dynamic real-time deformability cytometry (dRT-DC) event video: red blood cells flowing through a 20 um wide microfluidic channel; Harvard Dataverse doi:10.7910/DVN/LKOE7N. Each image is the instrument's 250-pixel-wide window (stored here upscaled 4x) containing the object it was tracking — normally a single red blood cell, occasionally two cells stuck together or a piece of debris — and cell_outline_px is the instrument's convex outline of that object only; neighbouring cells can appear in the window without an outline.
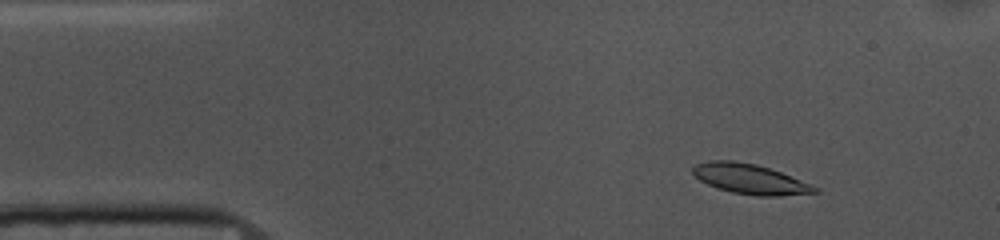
{"species": "common noctule bat (a hibernating species)", "species_latin": "Nyctalus noctula", "temperature_condition": "cold", "stored_images_in_passage": 53, "camera_frame_rate_fps": 3000, "um_per_image_px": 0.085, "animal": {"sex": "female", "body_mass_g": 10.0, "forearm_length_mm": 53.1}, "frame": {"image": 1, "passage_image": 6, "time_ms": 1.667, "image_size_px": [1000, 240], "cell_outline_px": [[820, 192], [780, 196], [756, 196], [732, 192], [716, 188], [700, 180], [692, 172], [692, 168], [696, 164], [708, 160], [732, 160], [756, 164], [780, 172], [812, 184], [820, 188]], "centroid_in_image_um": [63.77, 15.22], "position_along_channel_um": 21.2, "area_um2": 21.39}}
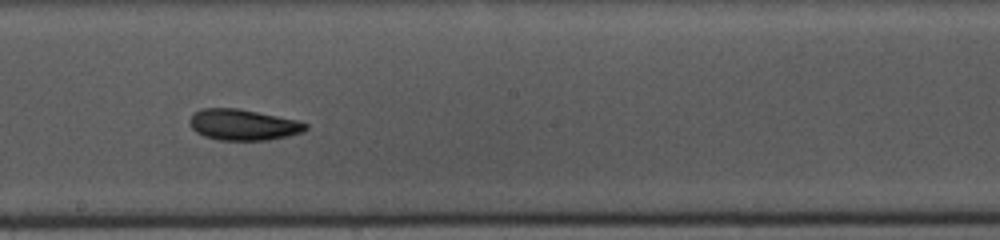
{"frame": {"image": 2, "passage_image": 28, "time_ms": 9.0, "image_size_px": [1000, 240], "cell_outline_px": [[308, 128], [300, 132], [288, 136], [268, 140], [220, 140], [204, 136], [196, 132], [192, 128], [188, 120], [192, 112], [200, 108], [236, 108], [300, 120], [308, 124]], "centroid_in_image_um": [20.64, 10.59], "position_along_channel_um": 227.6, "area_um2": 21.1}}
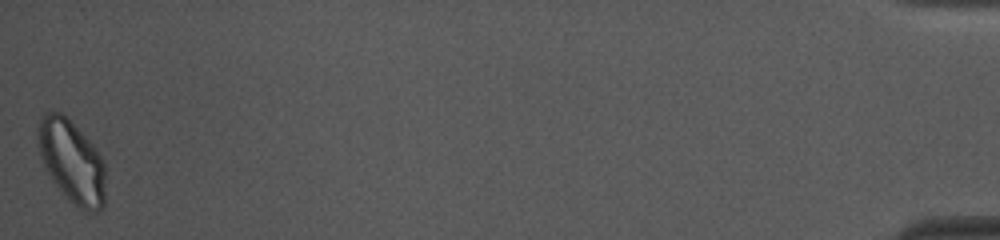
{"frame": {"image": 3, "passage_image": 53, "time_ms": 17.333, "image_size_px": [1000, 240], "cell_outline_px": [[104, 204], [96, 212], [88, 212], [80, 208], [52, 180], [44, 168], [40, 156], [36, 136], [36, 128], [40, 116], [44, 112], [60, 112], [92, 144], [104, 160]], "centroid_in_image_um": [6.06, 13.69], "position_along_channel_um": 429.1, "area_um2": 32.08}, "authors_computed_cell_mechanics": {"area_um2": 21.097, "velocity_mm_per_s": 3.6367, "shape_relaxation_time_tau1_ms": 6.5386, "shape_relaxation_time_tau2_ms": 8.4396, "deformation_change_tau1": 0.1465, "deformation_change_tau2": 0.1567}}